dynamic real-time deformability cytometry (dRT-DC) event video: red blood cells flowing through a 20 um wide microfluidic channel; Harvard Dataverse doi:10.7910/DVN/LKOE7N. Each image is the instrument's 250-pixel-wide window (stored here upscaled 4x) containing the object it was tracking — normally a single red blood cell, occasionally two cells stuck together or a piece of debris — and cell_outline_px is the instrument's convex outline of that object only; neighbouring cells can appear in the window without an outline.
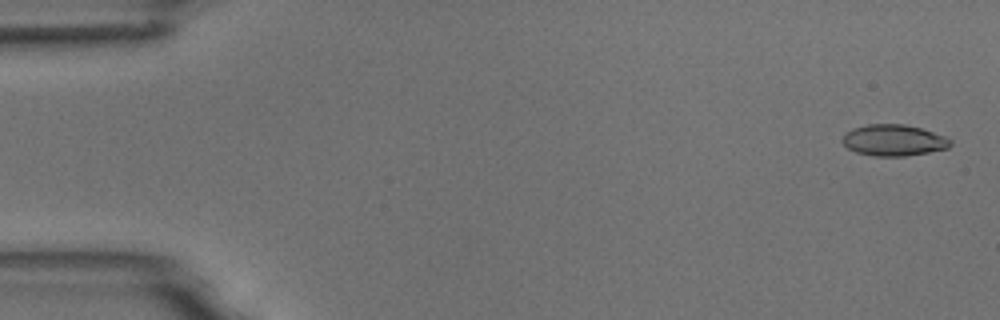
{"species": "common noctule bat (a hibernating species)", "species_latin": "Nyctalus noctula", "temperature_condition": "room temperature", "stored_images_in_passage": 5, "camera_frame_rate_fps": 3000, "um_per_image_px": 0.085, "animal": {"sex": "male", "body_mass_g": 18.8}, "frame": {"image": 1, "passage_image": 1, "time_ms": 0.0, "image_size_px": [1000, 320], "cell_outline_px": [[952, 144], [948, 148], [928, 152], [904, 156], [876, 156], [856, 152], [848, 148], [840, 140], [844, 132], [852, 128], [868, 124], [904, 124], [920, 128], [944, 136], [952, 140]], "centroid_in_image_um": [75.92, 11.91], "position_along_channel_um": 9.1, "area_um2": 19.71}}
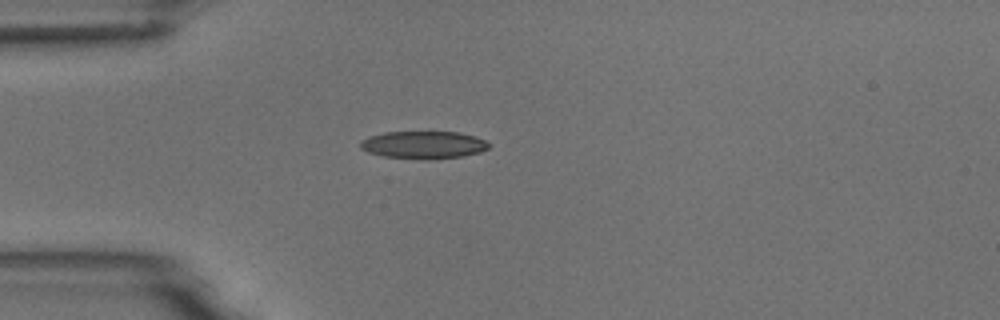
{"frame": {"image": 2, "passage_image": 4, "time_ms": 4.333, "image_size_px": [1000, 320], "cell_outline_px": [[488, 148], [480, 152], [464, 156], [432, 160], [424, 160], [384, 156], [368, 152], [360, 148], [360, 140], [368, 136], [384, 132], [456, 132], [476, 136], [484, 140], [488, 144]], "centroid_in_image_um": [35.97, 12.32], "position_along_channel_um": 49.0, "area_um2": 20.81}}